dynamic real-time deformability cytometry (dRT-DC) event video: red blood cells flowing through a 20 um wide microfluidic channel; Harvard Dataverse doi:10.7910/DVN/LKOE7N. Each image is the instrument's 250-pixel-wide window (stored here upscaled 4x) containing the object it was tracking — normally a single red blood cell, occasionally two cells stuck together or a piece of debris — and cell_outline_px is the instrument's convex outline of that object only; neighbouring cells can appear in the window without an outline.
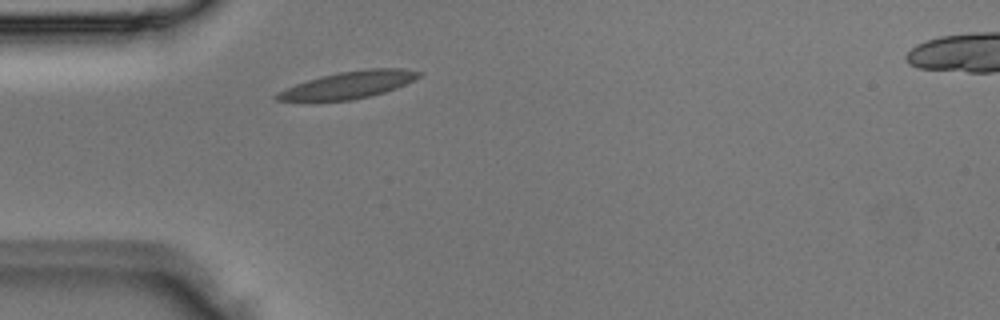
{"species": "Egyptian fruit bat (a non-hibernating species)", "species_latin": "Rousettus aegyptiacus", "temperature_condition": "room temperature", "stored_images_in_passage": 2, "camera_frame_rate_fps": 3000, "um_per_image_px": 0.085, "animal": {"sex": "male"}, "frame": {"image": 1, "passage_image": 1, "time_ms": 0.0, "image_size_px": [1000, 320], "cell_outline_px": [[424, 72], [420, 76], [396, 88], [384, 92], [352, 100], [304, 104], [276, 100], [272, 96], [276, 92], [296, 84], [320, 76], [340, 72], [368, 68], [404, 68]], "centroid_in_image_um": [29.49, 7.27], "position_along_channel_um": 55.5, "area_um2": 23.24}}